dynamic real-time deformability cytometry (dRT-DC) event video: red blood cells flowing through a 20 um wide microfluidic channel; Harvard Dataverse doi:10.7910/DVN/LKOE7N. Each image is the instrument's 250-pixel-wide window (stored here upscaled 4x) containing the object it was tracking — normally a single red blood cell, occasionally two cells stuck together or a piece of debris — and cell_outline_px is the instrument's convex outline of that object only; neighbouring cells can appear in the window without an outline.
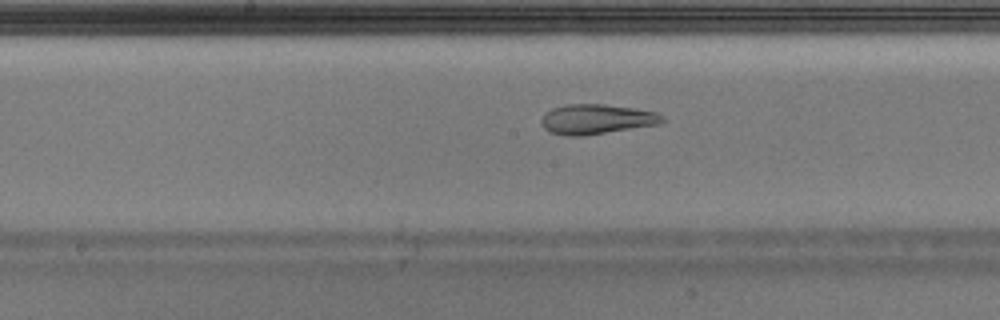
{"species": "Egyptian fruit bat (a non-hibernating species)", "species_latin": "Rousettus aegyptiacus", "temperature_condition": "warm", "stored_images_in_passage": 38, "camera_frame_rate_fps": 3000, "um_per_image_px": 0.085, "animal": {"sex": "male"}, "frame": {"image": 1, "passage_image": 14, "time_ms": 4.333, "image_size_px": [1000, 320], "cell_outline_px": [[668, 120], [660, 124], [584, 136], [564, 136], [548, 132], [544, 128], [540, 120], [552, 108], [568, 104], [604, 104], [632, 108], [656, 112], [664, 116]], "centroid_in_image_um": [50.73, 10.14], "position_along_channel_um": 197.5, "area_um2": 21.21}}
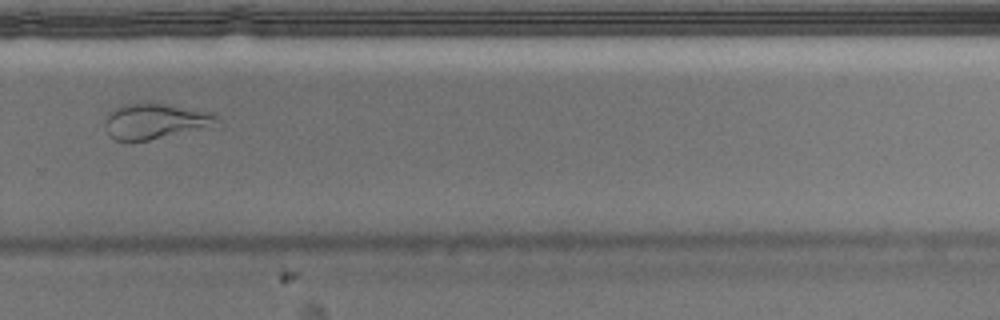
{"frame": {"image": 2, "passage_image": 23, "time_ms": 7.333, "image_size_px": [1000, 320], "cell_outline_px": [[220, 128], [148, 140], [116, 140], [108, 136], [104, 128], [104, 120], [108, 112], [112, 108], [124, 104], [140, 100], [152, 100], [212, 112], [216, 116]], "centroid_in_image_um": [13.26, 10.27], "position_along_channel_um": 316.5, "area_um2": 24.91}}
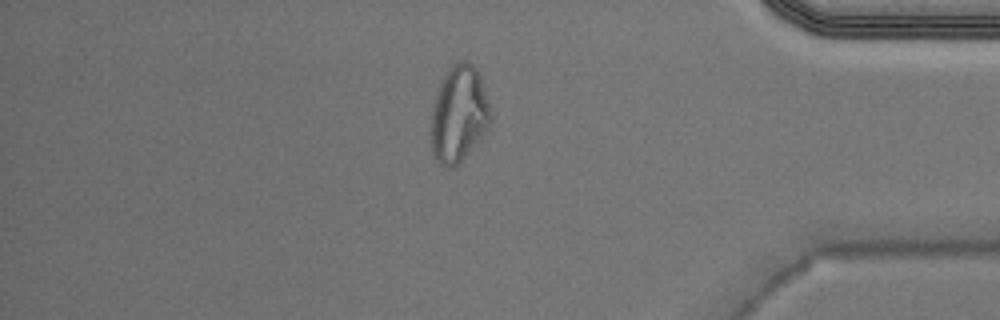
{"frame": {"image": 3, "passage_image": 31, "time_ms": 10.0, "image_size_px": [1000, 320], "cell_outline_px": [[492, 124], [464, 156], [452, 168], [444, 168], [440, 164], [432, 152], [432, 108], [436, 92], [448, 68], [456, 60], [468, 60], [476, 68], [480, 76], [492, 116]], "centroid_in_image_um": [39.01, 9.65], "position_along_channel_um": 396.2, "area_um2": 33.18}, "authors_computed_cell_mechanics": {"area_um2": 21.4149, "velocity_mm_per_s": 3.9888, "shape_relaxation_time_tau1_ms": null, "shape_relaxation_time_tau2_ms": 1.6982, "deformation_change_tau1": null, "deformation_change_tau2": 0.081}}